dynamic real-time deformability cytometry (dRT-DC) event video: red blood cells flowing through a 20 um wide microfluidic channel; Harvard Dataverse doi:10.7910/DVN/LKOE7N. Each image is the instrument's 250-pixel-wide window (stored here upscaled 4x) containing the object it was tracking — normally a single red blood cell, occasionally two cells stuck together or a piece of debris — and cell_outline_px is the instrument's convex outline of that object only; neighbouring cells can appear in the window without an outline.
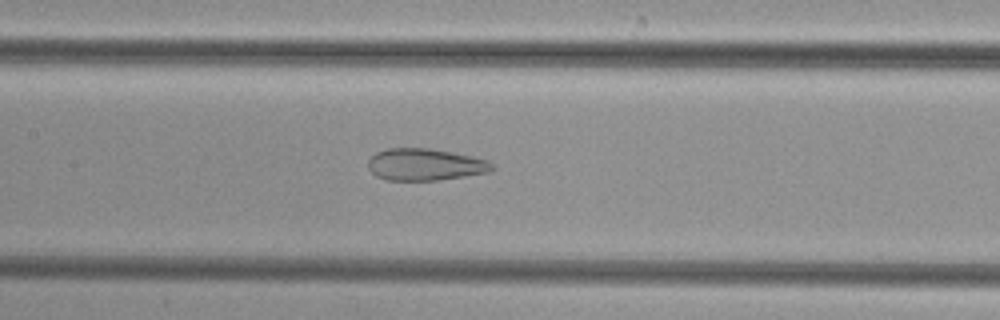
{"species": "common noctule bat (a hibernating species)", "species_latin": "Nyctalus noctula", "temperature_condition": "cold", "stored_images_in_passage": 28, "camera_frame_rate_fps": 3000, "um_per_image_px": 0.085, "animal": {"sex": "female", "body_mass_g": 29.2, "forearm_length_mm": 56.3}, "frame": {"image": 1, "passage_image": 16, "time_ms": 5.0, "image_size_px": [1000, 320], "cell_outline_px": [[496, 168], [488, 172], [440, 180], [388, 180], [376, 176], [368, 168], [368, 160], [376, 152], [388, 148], [432, 148], [472, 156], [488, 160]], "centroid_in_image_um": [36.14, 13.98], "position_along_channel_um": 171.3, "area_um2": 23.12}}
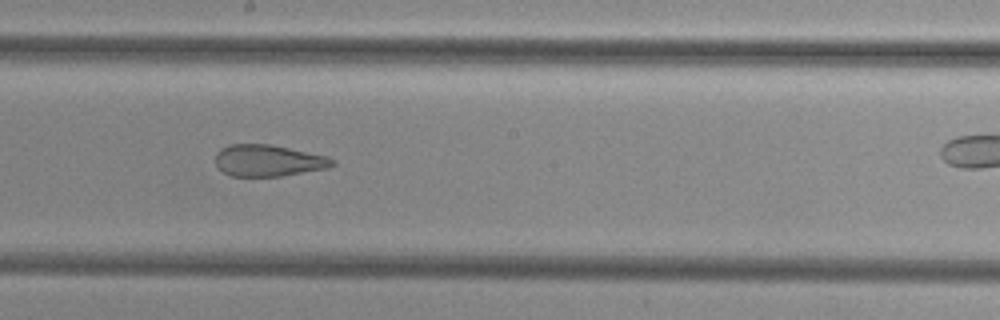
{"frame": {"image": 2, "passage_image": 20, "time_ms": 6.333, "image_size_px": [1000, 320], "cell_outline_px": [[336, 164], [328, 168], [280, 176], [232, 176], [224, 172], [216, 164], [216, 152], [220, 148], [228, 144], [268, 144], [328, 156], [336, 160]], "centroid_in_image_um": [22.82, 13.64], "position_along_channel_um": 225.4, "area_um2": 21.5}}